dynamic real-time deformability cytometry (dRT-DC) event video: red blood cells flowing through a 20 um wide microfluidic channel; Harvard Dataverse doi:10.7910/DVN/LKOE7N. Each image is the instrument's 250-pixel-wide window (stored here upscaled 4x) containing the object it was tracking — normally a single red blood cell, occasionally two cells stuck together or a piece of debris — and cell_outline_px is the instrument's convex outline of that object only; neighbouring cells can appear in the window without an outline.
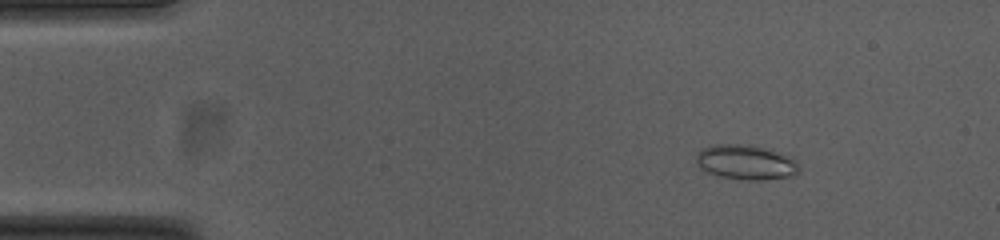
{"species": "common noctule bat (a hibernating species)", "species_latin": "Nyctalus noctula", "temperature_condition": "cold", "stored_images_in_passage": 53, "camera_frame_rate_fps": 3000, "um_per_image_px": 0.085, "animal": {"sex": "female", "body_mass_g": 23.0, "forearm_length_mm": 53.4}, "frame": {"image": 1, "passage_image": 6, "time_ms": 1.667, "image_size_px": [1000, 240], "cell_outline_px": [[800, 172], [796, 176], [760, 180], [740, 180], [720, 176], [708, 172], [700, 168], [696, 160], [696, 156], [700, 148], [712, 144], [748, 144], [772, 148], [792, 156], [800, 164]], "centroid_in_image_um": [63.48, 13.77], "position_along_channel_um": 21.5, "area_um2": 21.68}}
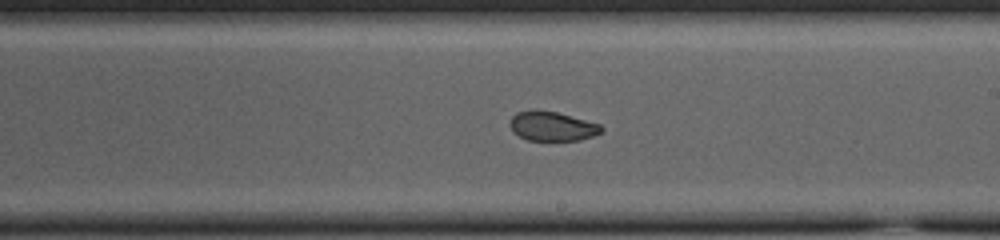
{"frame": {"image": 2, "passage_image": 30, "time_ms": 9.667, "image_size_px": [1000, 240], "cell_outline_px": [[604, 128], [600, 132], [592, 136], [580, 140], [528, 140], [512, 132], [512, 116], [516, 112], [532, 108], [556, 112], [600, 124]], "centroid_in_image_um": [46.92, 10.71], "position_along_channel_um": 242.1, "area_um2": 15.55}}
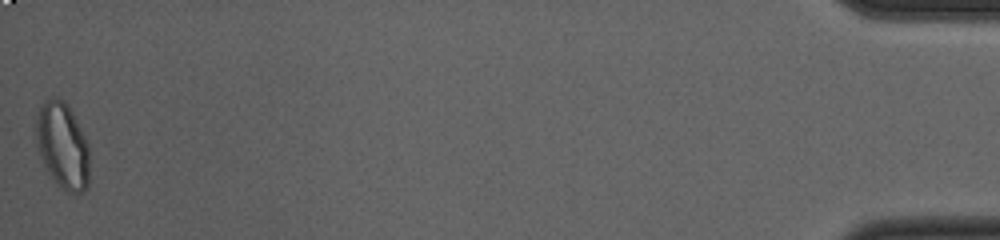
{"frame": {"image": 3, "passage_image": 53, "time_ms": 17.333, "image_size_px": [1000, 240], "cell_outline_px": [[88, 184], [80, 192], [64, 192], [56, 184], [44, 164], [36, 148], [36, 120], [40, 108], [52, 96], [56, 96], [64, 100], [68, 104], [88, 144]], "centroid_in_image_um": [5.3, 12.37], "position_along_channel_um": 429.9, "area_um2": 26.59}, "authors_computed_cell_mechanics": {"area_um2": 18.3226, "velocity_mm_per_s": 3.7389, "shape_relaxation_time_tau1_ms": null, "shape_relaxation_time_tau2_ms": 1.1971, "deformation_change_tau1": null, "deformation_change_tau2": 0.0496}}